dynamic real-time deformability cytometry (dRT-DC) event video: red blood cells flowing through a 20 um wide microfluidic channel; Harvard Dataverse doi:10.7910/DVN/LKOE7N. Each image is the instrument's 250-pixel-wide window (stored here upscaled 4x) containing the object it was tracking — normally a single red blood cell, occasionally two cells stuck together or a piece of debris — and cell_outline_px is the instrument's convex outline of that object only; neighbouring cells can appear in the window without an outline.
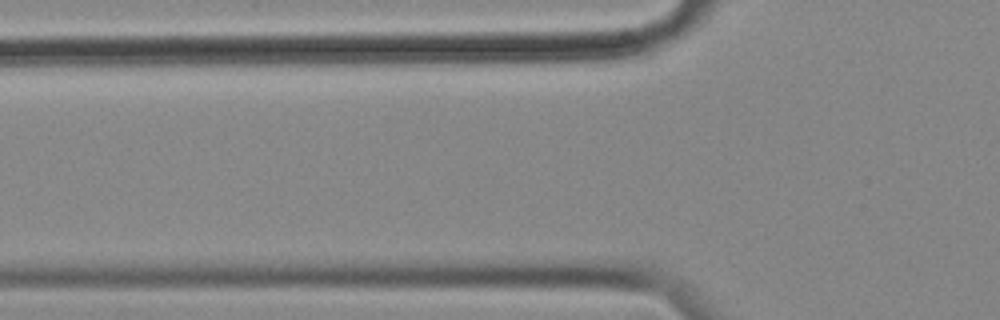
{"species": "common noctule bat (a hibernating species)", "species_latin": "Nyctalus noctula", "temperature_condition": "cold", "stored_images_in_passage": 3, "camera_frame_rate_fps": 3000, "um_per_image_px": 0.085, "animal": {"sex": "female", "body_mass_g": 18.4}, "frame": {"image": 1, "passage_image": 3, "time_ms": 0.667, "image_size_px": [1000, 320], "cell_outline_px": [[644, 40], [636, 52], [624, 56], [608, 60], [528, 64], [428, 64], [412, 60], [440, 48], [636, 40]], "centroid_in_image_um": [45.25, 4.53], "position_along_channel_um": 80.6, "area_um2": 27.74}}